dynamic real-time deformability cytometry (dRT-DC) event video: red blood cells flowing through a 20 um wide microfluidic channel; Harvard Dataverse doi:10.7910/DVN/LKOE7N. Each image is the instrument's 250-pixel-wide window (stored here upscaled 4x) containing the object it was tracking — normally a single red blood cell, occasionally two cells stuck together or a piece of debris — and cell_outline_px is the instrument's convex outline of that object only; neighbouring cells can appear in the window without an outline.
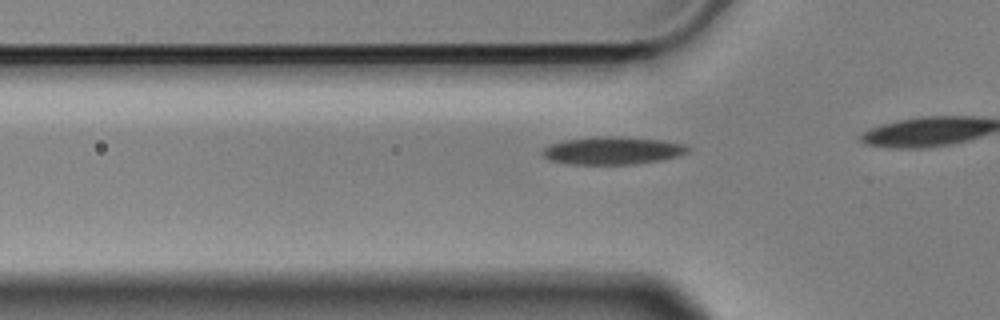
{"species": "Egyptian fruit bat (a non-hibernating species)", "species_latin": "Rousettus aegyptiacus", "temperature_condition": "cold", "stored_images_in_passage": 19, "camera_frame_rate_fps": 3000, "um_per_image_px": 0.085, "animal": {"sex": "male"}, "frame": {"image": 1, "passage_image": 14, "time_ms": 4.333, "image_size_px": [1000, 320], "cell_outline_px": [[688, 152], [664, 160], [636, 164], [568, 164], [548, 160], [540, 152], [544, 148], [552, 144], [564, 140], [596, 136], [620, 136], [664, 140], [684, 144], [688, 148]], "centroid_in_image_um": [52.06, 12.8], "position_along_channel_um": 73.7, "area_um2": 23.64}}
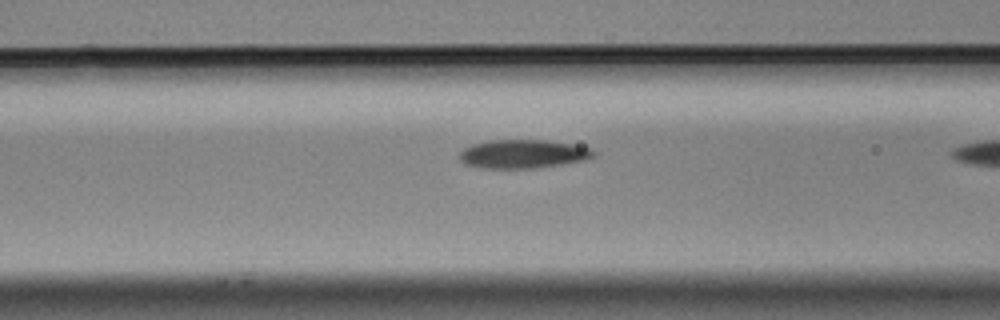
{"frame": {"image": 2, "passage_image": 18, "time_ms": 5.667, "image_size_px": [1000, 320], "cell_outline_px": [[596, 156], [588, 160], [536, 168], [480, 168], [464, 164], [460, 160], [460, 152], [464, 148], [472, 144], [488, 140], [548, 140], [572, 144], [592, 148], [596, 152]], "centroid_in_image_um": [44.49, 13.09], "position_along_channel_um": 122.1, "area_um2": 22.66}}